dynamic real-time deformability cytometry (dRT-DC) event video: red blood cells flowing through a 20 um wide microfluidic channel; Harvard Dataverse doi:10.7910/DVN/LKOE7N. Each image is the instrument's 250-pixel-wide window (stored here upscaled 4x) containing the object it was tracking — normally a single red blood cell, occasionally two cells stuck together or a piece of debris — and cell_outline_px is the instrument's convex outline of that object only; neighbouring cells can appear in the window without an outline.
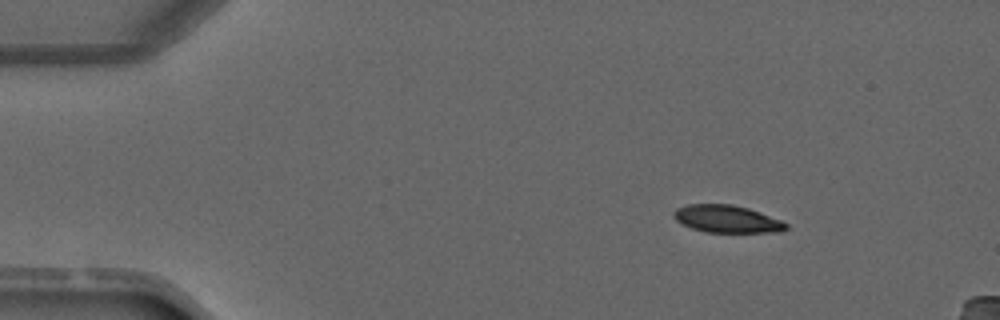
{"species": "common noctule bat (a hibernating species)", "species_latin": "Nyctalus noctula", "temperature_condition": "warm", "stored_images_in_passage": 3, "camera_frame_rate_fps": 3000, "um_per_image_px": 0.085, "animal": {"sex": "male", "forearm_length_mm": 52.5}, "frame": {"image": 1, "passage_image": 1, "time_ms": 0.0, "image_size_px": [1000, 320], "cell_outline_px": [[788, 228], [780, 232], [704, 232], [692, 228], [676, 220], [672, 216], [672, 212], [676, 208], [688, 204], [732, 204], [748, 208], [780, 220], [788, 224]], "centroid_in_image_um": [61.76, 18.61], "position_along_channel_um": 23.2, "area_um2": 17.92}}
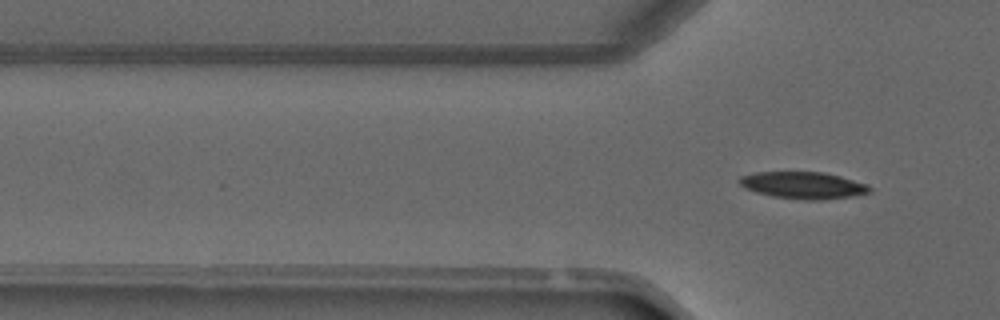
{"frame": {"image": 2, "passage_image": 3, "time_ms": 2.333, "image_size_px": [1000, 320], "cell_outline_px": [[872, 192], [852, 196], [820, 200], [804, 200], [772, 196], [756, 192], [744, 188], [736, 180], [740, 176], [756, 172], [824, 172], [840, 176], [864, 184], [872, 188]], "centroid_in_image_um": [68.23, 15.75], "position_along_channel_um": 57.6, "area_um2": 20.4}}